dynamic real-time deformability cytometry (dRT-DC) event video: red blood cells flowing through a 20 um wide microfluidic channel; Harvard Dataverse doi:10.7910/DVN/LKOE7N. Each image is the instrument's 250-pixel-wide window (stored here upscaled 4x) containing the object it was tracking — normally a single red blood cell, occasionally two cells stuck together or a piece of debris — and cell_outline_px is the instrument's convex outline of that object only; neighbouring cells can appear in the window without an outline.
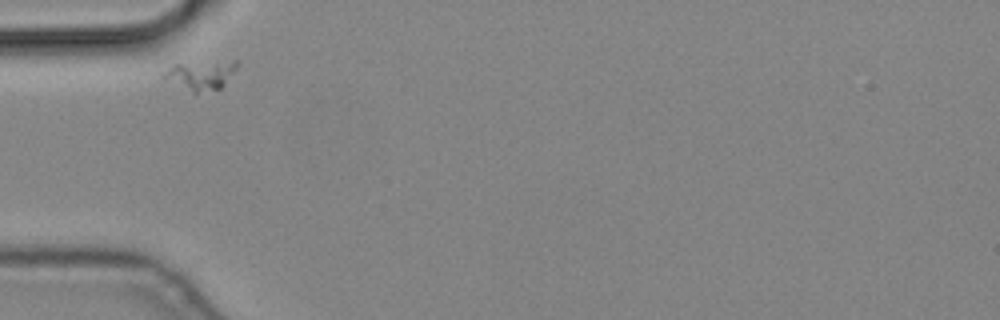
{"species": "common noctule bat (a hibernating species)", "species_latin": "Nyctalus noctula", "temperature_condition": "cold", "stored_images_in_passage": 2, "camera_frame_rate_fps": 3000, "um_per_image_px": 0.085, "animal": {"sex": "male", "body_mass_g": 19.2, "forearm_length_mm": 51.8}, "frame": {"image": 1, "passage_image": 1, "time_ms": 0.0, "image_size_px": [1000, 320], "cell_outline_px": [[240, 64], [224, 84], [220, 88], [196, 92], [192, 92], [160, 76], [164, 72], [176, 64], [236, 60]], "centroid_in_image_um": [17.1, 6.36], "position_along_channel_um": 67.9, "area_um2": 12.02}}